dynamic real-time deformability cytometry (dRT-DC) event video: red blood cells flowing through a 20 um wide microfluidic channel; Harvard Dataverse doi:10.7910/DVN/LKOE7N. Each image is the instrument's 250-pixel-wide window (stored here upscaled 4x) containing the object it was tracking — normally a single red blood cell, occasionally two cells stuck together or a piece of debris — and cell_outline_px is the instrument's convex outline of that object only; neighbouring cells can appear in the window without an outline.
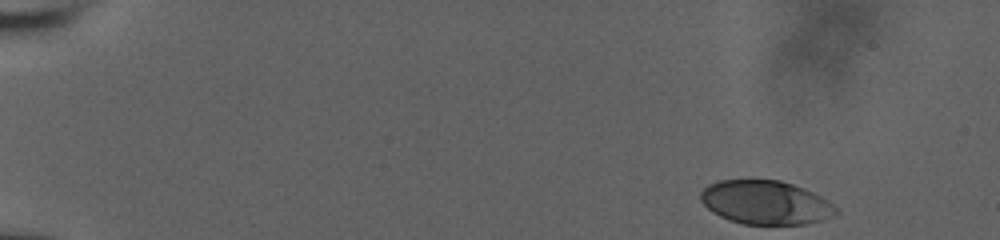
{"species": "human", "species_latin": "Homo sapiens", "temperature_condition": "room temperature", "stored_images_in_passage": 45, "camera_frame_rate_fps": 3000, "um_per_image_px": 0.085, "donor": {"sex": "male"}, "frame": {"image": 1, "passage_image": 1, "time_ms": 0.0, "image_size_px": [1000, 240], "cell_outline_px": [[840, 212], [836, 216], [804, 224], [744, 224], [728, 220], [712, 212], [700, 200], [700, 192], [708, 184], [716, 180], [780, 180], [792, 184], [812, 192], [828, 200]], "centroid_in_image_um": [65.06, 17.21], "position_along_channel_um": 19.9, "area_um2": 34.56}}
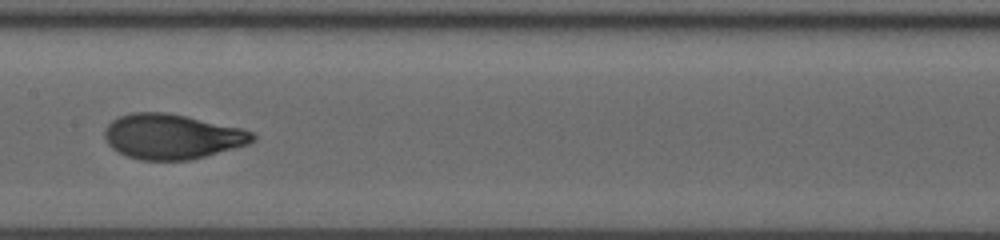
{"frame": {"image": 2, "passage_image": 26, "time_ms": 8.333, "image_size_px": [1000, 240], "cell_outline_px": [[256, 140], [248, 144], [236, 148], [192, 160], [140, 160], [128, 156], [112, 148], [108, 144], [104, 136], [104, 128], [112, 120], [120, 116], [132, 112], [164, 112], [244, 128], [252, 132], [256, 136]], "centroid_in_image_um": [14.64, 11.61], "position_along_channel_um": 192.8, "area_um2": 38.96}}
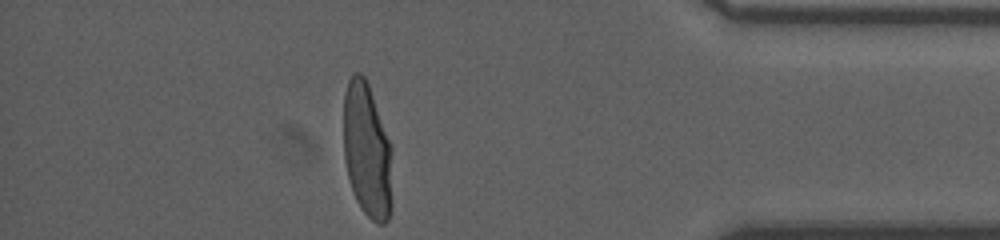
{"frame": {"image": 3, "passage_image": 45, "time_ms": 14.667, "image_size_px": [1000, 240], "cell_outline_px": [[392, 208], [388, 220], [384, 224], [376, 224], [360, 208], [356, 200], [348, 176], [344, 160], [344, 92], [348, 80], [356, 72], [360, 72], [364, 76], [368, 84], [392, 148]], "centroid_in_image_um": [31.22, 12.85], "position_along_channel_um": 404.0, "area_um2": 38.61}, "authors_computed_cell_mechanics": {"area_um2": 37.9168, "velocity_mm_per_s": 3.8264, "shape_relaxation_time_tau1_ms": 5.4901, "shape_relaxation_time_tau2_ms": null, "deformation_change_tau1": 0.2223, "deformation_change_tau2": null}}